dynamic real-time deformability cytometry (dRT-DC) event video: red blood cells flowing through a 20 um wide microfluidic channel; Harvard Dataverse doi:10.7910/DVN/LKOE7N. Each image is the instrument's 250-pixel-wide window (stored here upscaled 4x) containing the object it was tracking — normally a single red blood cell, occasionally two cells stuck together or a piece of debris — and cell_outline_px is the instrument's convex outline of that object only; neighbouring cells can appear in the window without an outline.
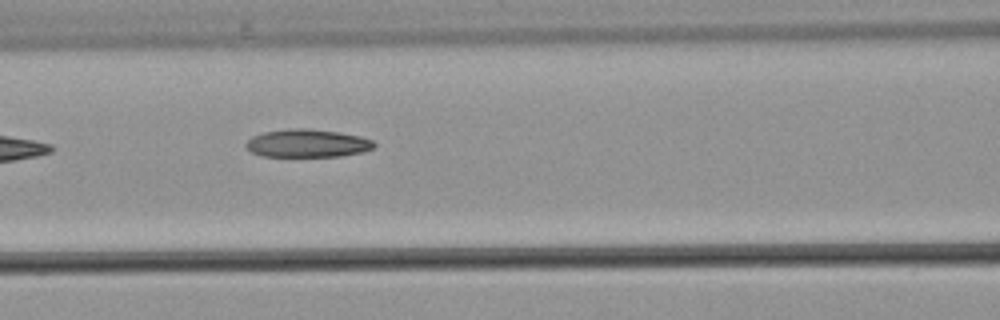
{"species": "common noctule bat (a hibernating species)", "species_latin": "Nyctalus noctula", "temperature_condition": "warm", "stored_images_in_passage": 7, "camera_frame_rate_fps": 3000, "um_per_image_px": 0.085, "animal": {"sex": "male", "body_mass_g": 21.5, "forearm_length_mm": 52.0}, "frame": {"image": 1, "passage_image": 7, "time_ms": 7.333, "image_size_px": [1000, 320], "cell_outline_px": [[376, 144], [372, 148], [360, 152], [340, 156], [260, 156], [252, 152], [244, 144], [252, 136], [264, 132], [288, 128], [308, 128], [340, 132], [360, 136], [372, 140]], "centroid_in_image_um": [26.1, 12.17], "position_along_channel_um": 140.5, "area_um2": 20.87}}